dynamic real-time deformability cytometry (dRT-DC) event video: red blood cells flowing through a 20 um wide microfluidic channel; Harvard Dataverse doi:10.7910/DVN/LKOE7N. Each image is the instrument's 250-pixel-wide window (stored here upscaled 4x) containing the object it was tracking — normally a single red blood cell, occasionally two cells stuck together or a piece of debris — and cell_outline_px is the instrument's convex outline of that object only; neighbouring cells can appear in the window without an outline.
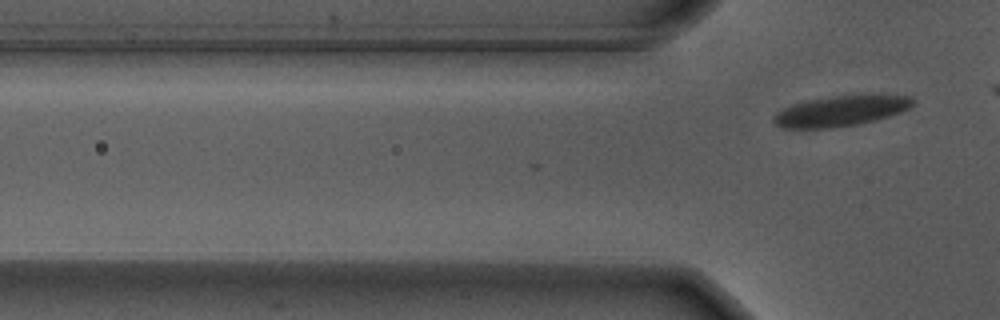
{"species": "Egyptian fruit bat (a non-hibernating species)", "species_latin": "Rousettus aegyptiacus", "temperature_condition": "warm", "stored_images_in_passage": 4, "camera_frame_rate_fps": 3000, "um_per_image_px": 0.085, "animal": {"sex": "male"}, "frame": {"image": 1, "passage_image": 4, "time_ms": 1.0, "image_size_px": [1000, 320], "cell_outline_px": [[916, 104], [900, 112], [876, 120], [860, 124], [832, 128], [780, 128], [772, 124], [772, 116], [776, 112], [792, 104], [808, 100], [832, 96], [912, 96], [916, 100]], "centroid_in_image_um": [71.4, 9.46], "position_along_channel_um": 54.4, "area_um2": 24.68}}